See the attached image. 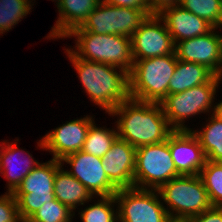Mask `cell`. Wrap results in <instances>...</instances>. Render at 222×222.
Wrapping results in <instances>:
<instances>
[{
  "instance_id": "obj_1",
  "label": "cell",
  "mask_w": 222,
  "mask_h": 222,
  "mask_svg": "<svg viewBox=\"0 0 222 222\" xmlns=\"http://www.w3.org/2000/svg\"><path fill=\"white\" fill-rule=\"evenodd\" d=\"M108 116L117 118L115 125L118 138L127 141L136 149L163 142L174 131L160 103L129 98L114 108Z\"/></svg>"
},
{
  "instance_id": "obj_2",
  "label": "cell",
  "mask_w": 222,
  "mask_h": 222,
  "mask_svg": "<svg viewBox=\"0 0 222 222\" xmlns=\"http://www.w3.org/2000/svg\"><path fill=\"white\" fill-rule=\"evenodd\" d=\"M62 50L78 74L77 77L90 102L106 114L130 98L127 71L109 64L80 59L69 47Z\"/></svg>"
},
{
  "instance_id": "obj_3",
  "label": "cell",
  "mask_w": 222,
  "mask_h": 222,
  "mask_svg": "<svg viewBox=\"0 0 222 222\" xmlns=\"http://www.w3.org/2000/svg\"><path fill=\"white\" fill-rule=\"evenodd\" d=\"M221 82L222 77L214 75L207 83L167 95L160 104L170 127L173 130H191L186 124L189 118L217 112L219 103L214 100Z\"/></svg>"
},
{
  "instance_id": "obj_4",
  "label": "cell",
  "mask_w": 222,
  "mask_h": 222,
  "mask_svg": "<svg viewBox=\"0 0 222 222\" xmlns=\"http://www.w3.org/2000/svg\"><path fill=\"white\" fill-rule=\"evenodd\" d=\"M75 38L69 49L80 59L100 62L124 69L133 68L131 38L115 34H95L89 31H71L65 38Z\"/></svg>"
},
{
  "instance_id": "obj_5",
  "label": "cell",
  "mask_w": 222,
  "mask_h": 222,
  "mask_svg": "<svg viewBox=\"0 0 222 222\" xmlns=\"http://www.w3.org/2000/svg\"><path fill=\"white\" fill-rule=\"evenodd\" d=\"M176 64L175 53L135 60L129 73L130 98L160 103L168 95V85Z\"/></svg>"
},
{
  "instance_id": "obj_6",
  "label": "cell",
  "mask_w": 222,
  "mask_h": 222,
  "mask_svg": "<svg viewBox=\"0 0 222 222\" xmlns=\"http://www.w3.org/2000/svg\"><path fill=\"white\" fill-rule=\"evenodd\" d=\"M158 192L173 222H185L212 207L200 175H180L163 184Z\"/></svg>"
},
{
  "instance_id": "obj_7",
  "label": "cell",
  "mask_w": 222,
  "mask_h": 222,
  "mask_svg": "<svg viewBox=\"0 0 222 222\" xmlns=\"http://www.w3.org/2000/svg\"><path fill=\"white\" fill-rule=\"evenodd\" d=\"M61 166V162L53 158L40 162L12 193L22 221H27L45 202L55 199V174Z\"/></svg>"
},
{
  "instance_id": "obj_8",
  "label": "cell",
  "mask_w": 222,
  "mask_h": 222,
  "mask_svg": "<svg viewBox=\"0 0 222 222\" xmlns=\"http://www.w3.org/2000/svg\"><path fill=\"white\" fill-rule=\"evenodd\" d=\"M178 176L170 154L169 137L163 142L136 149L134 187L158 190Z\"/></svg>"
},
{
  "instance_id": "obj_9",
  "label": "cell",
  "mask_w": 222,
  "mask_h": 222,
  "mask_svg": "<svg viewBox=\"0 0 222 222\" xmlns=\"http://www.w3.org/2000/svg\"><path fill=\"white\" fill-rule=\"evenodd\" d=\"M149 15L148 8L120 7L100 1L82 25L72 31L115 34L131 38Z\"/></svg>"
},
{
  "instance_id": "obj_10",
  "label": "cell",
  "mask_w": 222,
  "mask_h": 222,
  "mask_svg": "<svg viewBox=\"0 0 222 222\" xmlns=\"http://www.w3.org/2000/svg\"><path fill=\"white\" fill-rule=\"evenodd\" d=\"M114 196L118 222H173L158 190L130 187L118 189Z\"/></svg>"
},
{
  "instance_id": "obj_11",
  "label": "cell",
  "mask_w": 222,
  "mask_h": 222,
  "mask_svg": "<svg viewBox=\"0 0 222 222\" xmlns=\"http://www.w3.org/2000/svg\"><path fill=\"white\" fill-rule=\"evenodd\" d=\"M95 120L92 115L66 121L64 124L47 132L37 142L42 151H48L55 160L82 150L91 123Z\"/></svg>"
},
{
  "instance_id": "obj_12",
  "label": "cell",
  "mask_w": 222,
  "mask_h": 222,
  "mask_svg": "<svg viewBox=\"0 0 222 222\" xmlns=\"http://www.w3.org/2000/svg\"><path fill=\"white\" fill-rule=\"evenodd\" d=\"M133 60L175 53V43L158 14H150L131 37Z\"/></svg>"
},
{
  "instance_id": "obj_13",
  "label": "cell",
  "mask_w": 222,
  "mask_h": 222,
  "mask_svg": "<svg viewBox=\"0 0 222 222\" xmlns=\"http://www.w3.org/2000/svg\"><path fill=\"white\" fill-rule=\"evenodd\" d=\"M70 165L68 171L78 179L93 197L114 195L118 188L109 180L103 169L102 158L80 150L65 156L60 160Z\"/></svg>"
},
{
  "instance_id": "obj_14",
  "label": "cell",
  "mask_w": 222,
  "mask_h": 222,
  "mask_svg": "<svg viewBox=\"0 0 222 222\" xmlns=\"http://www.w3.org/2000/svg\"><path fill=\"white\" fill-rule=\"evenodd\" d=\"M221 30L220 28H213L202 36L177 42L175 44L177 59L205 65L215 75L222 77Z\"/></svg>"
},
{
  "instance_id": "obj_15",
  "label": "cell",
  "mask_w": 222,
  "mask_h": 222,
  "mask_svg": "<svg viewBox=\"0 0 222 222\" xmlns=\"http://www.w3.org/2000/svg\"><path fill=\"white\" fill-rule=\"evenodd\" d=\"M170 154L180 175H199L207 159L191 130H174L169 135Z\"/></svg>"
},
{
  "instance_id": "obj_16",
  "label": "cell",
  "mask_w": 222,
  "mask_h": 222,
  "mask_svg": "<svg viewBox=\"0 0 222 222\" xmlns=\"http://www.w3.org/2000/svg\"><path fill=\"white\" fill-rule=\"evenodd\" d=\"M135 160L136 148L120 138L102 157L103 169L118 189L134 187Z\"/></svg>"
},
{
  "instance_id": "obj_17",
  "label": "cell",
  "mask_w": 222,
  "mask_h": 222,
  "mask_svg": "<svg viewBox=\"0 0 222 222\" xmlns=\"http://www.w3.org/2000/svg\"><path fill=\"white\" fill-rule=\"evenodd\" d=\"M8 141L9 140H4L0 143V174L7 180L6 192L13 193L21 184L22 180L39 165L40 162L36 160L29 151H24L19 148V138H16L14 142Z\"/></svg>"
},
{
  "instance_id": "obj_18",
  "label": "cell",
  "mask_w": 222,
  "mask_h": 222,
  "mask_svg": "<svg viewBox=\"0 0 222 222\" xmlns=\"http://www.w3.org/2000/svg\"><path fill=\"white\" fill-rule=\"evenodd\" d=\"M158 15L164 21L175 44L185 39L207 34L214 28L206 20L185 10L180 5L167 7Z\"/></svg>"
},
{
  "instance_id": "obj_19",
  "label": "cell",
  "mask_w": 222,
  "mask_h": 222,
  "mask_svg": "<svg viewBox=\"0 0 222 222\" xmlns=\"http://www.w3.org/2000/svg\"><path fill=\"white\" fill-rule=\"evenodd\" d=\"M101 0H61L56 6L58 19L47 36V40L65 39L73 29L80 27Z\"/></svg>"
},
{
  "instance_id": "obj_20",
  "label": "cell",
  "mask_w": 222,
  "mask_h": 222,
  "mask_svg": "<svg viewBox=\"0 0 222 222\" xmlns=\"http://www.w3.org/2000/svg\"><path fill=\"white\" fill-rule=\"evenodd\" d=\"M55 198L62 204L68 206L73 212H77L78 207H84L93 202V196L86 187L74 176L61 166L55 174L54 180Z\"/></svg>"
},
{
  "instance_id": "obj_21",
  "label": "cell",
  "mask_w": 222,
  "mask_h": 222,
  "mask_svg": "<svg viewBox=\"0 0 222 222\" xmlns=\"http://www.w3.org/2000/svg\"><path fill=\"white\" fill-rule=\"evenodd\" d=\"M214 75L205 65L177 59L175 71L168 85V95L207 83Z\"/></svg>"
},
{
  "instance_id": "obj_22",
  "label": "cell",
  "mask_w": 222,
  "mask_h": 222,
  "mask_svg": "<svg viewBox=\"0 0 222 222\" xmlns=\"http://www.w3.org/2000/svg\"><path fill=\"white\" fill-rule=\"evenodd\" d=\"M205 119L204 126L191 131L199 140L207 161L222 162V113L217 111Z\"/></svg>"
},
{
  "instance_id": "obj_23",
  "label": "cell",
  "mask_w": 222,
  "mask_h": 222,
  "mask_svg": "<svg viewBox=\"0 0 222 222\" xmlns=\"http://www.w3.org/2000/svg\"><path fill=\"white\" fill-rule=\"evenodd\" d=\"M93 201L84 209L78 208L77 215L81 222H118V206L114 195L93 197Z\"/></svg>"
},
{
  "instance_id": "obj_24",
  "label": "cell",
  "mask_w": 222,
  "mask_h": 222,
  "mask_svg": "<svg viewBox=\"0 0 222 222\" xmlns=\"http://www.w3.org/2000/svg\"><path fill=\"white\" fill-rule=\"evenodd\" d=\"M95 122L93 121L88 129L82 151L102 158L118 138L117 128H115V122L112 128L98 127Z\"/></svg>"
},
{
  "instance_id": "obj_25",
  "label": "cell",
  "mask_w": 222,
  "mask_h": 222,
  "mask_svg": "<svg viewBox=\"0 0 222 222\" xmlns=\"http://www.w3.org/2000/svg\"><path fill=\"white\" fill-rule=\"evenodd\" d=\"M34 3L35 0H0V35L9 32L21 19L26 18Z\"/></svg>"
},
{
  "instance_id": "obj_26",
  "label": "cell",
  "mask_w": 222,
  "mask_h": 222,
  "mask_svg": "<svg viewBox=\"0 0 222 222\" xmlns=\"http://www.w3.org/2000/svg\"><path fill=\"white\" fill-rule=\"evenodd\" d=\"M180 6L222 29V0H181Z\"/></svg>"
},
{
  "instance_id": "obj_27",
  "label": "cell",
  "mask_w": 222,
  "mask_h": 222,
  "mask_svg": "<svg viewBox=\"0 0 222 222\" xmlns=\"http://www.w3.org/2000/svg\"><path fill=\"white\" fill-rule=\"evenodd\" d=\"M199 175L211 205L222 207V162L206 161Z\"/></svg>"
},
{
  "instance_id": "obj_28",
  "label": "cell",
  "mask_w": 222,
  "mask_h": 222,
  "mask_svg": "<svg viewBox=\"0 0 222 222\" xmlns=\"http://www.w3.org/2000/svg\"><path fill=\"white\" fill-rule=\"evenodd\" d=\"M75 213L68 206L59 202H45L39 210L33 214L28 222H74Z\"/></svg>"
},
{
  "instance_id": "obj_29",
  "label": "cell",
  "mask_w": 222,
  "mask_h": 222,
  "mask_svg": "<svg viewBox=\"0 0 222 222\" xmlns=\"http://www.w3.org/2000/svg\"><path fill=\"white\" fill-rule=\"evenodd\" d=\"M17 200L12 193L0 196V222H21Z\"/></svg>"
},
{
  "instance_id": "obj_30",
  "label": "cell",
  "mask_w": 222,
  "mask_h": 222,
  "mask_svg": "<svg viewBox=\"0 0 222 222\" xmlns=\"http://www.w3.org/2000/svg\"><path fill=\"white\" fill-rule=\"evenodd\" d=\"M185 222H222V207L212 206L207 211L192 216Z\"/></svg>"
},
{
  "instance_id": "obj_31",
  "label": "cell",
  "mask_w": 222,
  "mask_h": 222,
  "mask_svg": "<svg viewBox=\"0 0 222 222\" xmlns=\"http://www.w3.org/2000/svg\"><path fill=\"white\" fill-rule=\"evenodd\" d=\"M181 0H148L150 14H159L163 9L180 5Z\"/></svg>"
},
{
  "instance_id": "obj_32",
  "label": "cell",
  "mask_w": 222,
  "mask_h": 222,
  "mask_svg": "<svg viewBox=\"0 0 222 222\" xmlns=\"http://www.w3.org/2000/svg\"><path fill=\"white\" fill-rule=\"evenodd\" d=\"M105 3L120 7L148 8V0H101Z\"/></svg>"
},
{
  "instance_id": "obj_33",
  "label": "cell",
  "mask_w": 222,
  "mask_h": 222,
  "mask_svg": "<svg viewBox=\"0 0 222 222\" xmlns=\"http://www.w3.org/2000/svg\"><path fill=\"white\" fill-rule=\"evenodd\" d=\"M219 102V105H218V111L220 112V113H222V100L220 101V100H218Z\"/></svg>"
},
{
  "instance_id": "obj_34",
  "label": "cell",
  "mask_w": 222,
  "mask_h": 222,
  "mask_svg": "<svg viewBox=\"0 0 222 222\" xmlns=\"http://www.w3.org/2000/svg\"><path fill=\"white\" fill-rule=\"evenodd\" d=\"M51 1H54L55 5L57 6L61 0H51Z\"/></svg>"
}]
</instances>
